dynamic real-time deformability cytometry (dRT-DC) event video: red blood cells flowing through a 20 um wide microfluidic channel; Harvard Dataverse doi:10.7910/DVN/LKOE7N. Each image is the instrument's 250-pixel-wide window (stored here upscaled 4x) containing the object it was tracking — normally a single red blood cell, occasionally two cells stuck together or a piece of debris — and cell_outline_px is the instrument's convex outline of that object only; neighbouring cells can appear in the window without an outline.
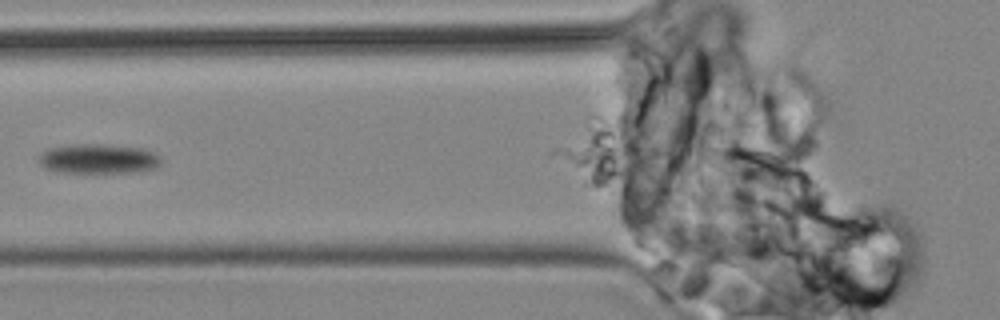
{"species": "common noctule bat (a hibernating species)", "species_latin": "Nyctalus noctula", "temperature_condition": "cold", "stored_images_in_passage": 27, "camera_frame_rate_fps": 3000, "um_per_image_px": 0.085, "animal": {"sex": "male", "body_mass_g": 19.2, "forearm_length_mm": 51.8}, "frame": {"image": 1, "passage_image": 16, "time_ms": 20.0, "image_size_px": [1000, 320], "cell_outline_px": [[160, 164], [156, 168], [132, 172], [56, 172], [44, 168], [40, 164], [40, 152], [48, 148], [72, 144], [100, 144], [144, 148], [156, 152], [160, 156]], "centroid_in_image_um": [8.36, 13.49], "position_along_channel_um": 117.4, "area_um2": 21.27}}
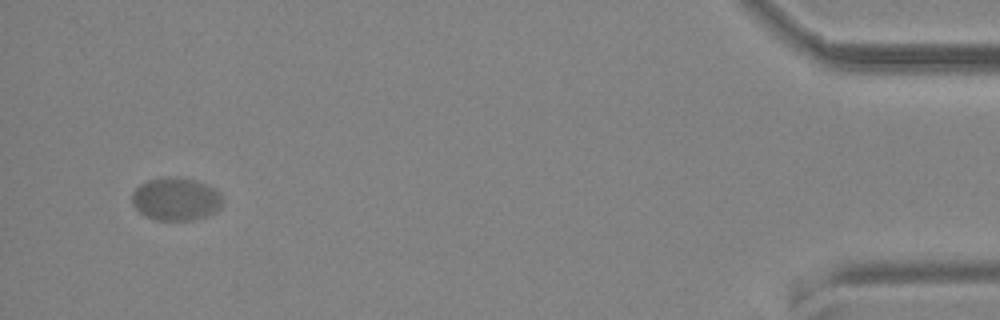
{"frame": {"image": 2, "passage_image": 27, "time_ms": 33.667, "image_size_px": [1000, 320], "cell_outline_px": [[224, 200], [220, 208], [204, 216], [192, 220], [156, 220], [144, 216], [132, 204], [132, 192], [140, 184], [148, 180], [168, 176], [176, 176], [196, 180], [220, 192]], "centroid_in_image_um": [14.93, 16.91], "position_along_channel_um": 420.3, "area_um2": 22.72}}